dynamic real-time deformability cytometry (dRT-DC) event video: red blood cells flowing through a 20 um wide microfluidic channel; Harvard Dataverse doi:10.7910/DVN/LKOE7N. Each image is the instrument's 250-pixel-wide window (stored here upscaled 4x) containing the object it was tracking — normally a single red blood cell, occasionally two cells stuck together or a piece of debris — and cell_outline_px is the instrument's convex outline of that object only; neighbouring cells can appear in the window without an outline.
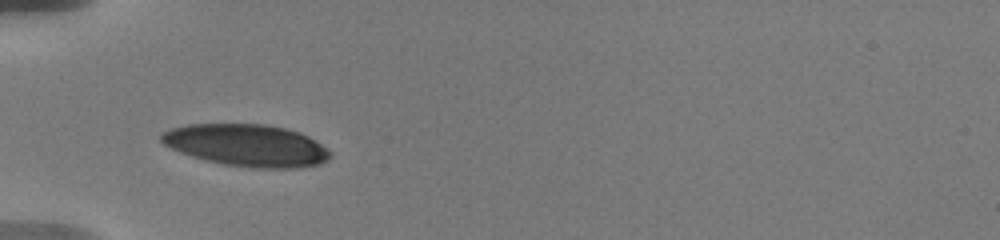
{"species": "human", "species_latin": "Homo sapiens", "temperature_condition": "warm", "stored_images_in_passage": 5, "camera_frame_rate_fps": 3000, "um_per_image_px": 0.085, "donor": {"sex": "male"}, "frame": {"image": 1, "passage_image": 4, "time_ms": 3.333, "image_size_px": [1000, 240], "cell_outline_px": [[332, 156], [328, 160], [320, 164], [300, 168], [252, 168], [224, 164], [192, 156], [172, 148], [164, 144], [160, 140], [160, 136], [164, 132], [172, 128], [188, 124], [268, 124], [288, 128], [300, 132], [308, 136], [328, 148], [332, 152]], "centroid_in_image_um": [21.05, 12.35], "position_along_channel_um": 64.0, "area_um2": 41.56}}
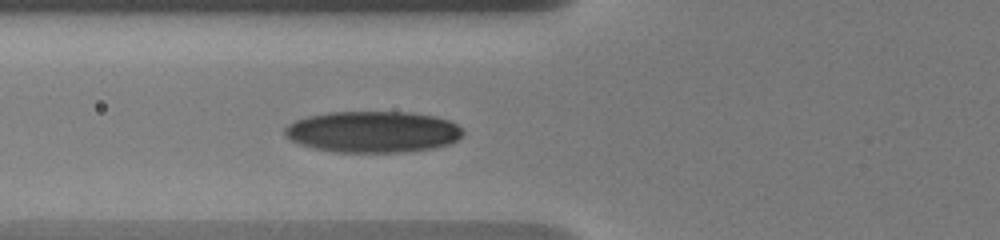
{"frame": {"image": 2, "passage_image": 5, "time_ms": 4.333, "image_size_px": [1000, 240], "cell_outline_px": [[464, 136], [448, 144], [432, 148], [404, 152], [336, 152], [312, 148], [300, 144], [284, 136], [284, 128], [288, 124], [296, 120], [308, 116], [328, 112], [412, 112], [436, 116], [448, 120], [456, 124], [464, 132]], "centroid_in_image_um": [31.69, 11.2], "position_along_channel_um": 94.1, "area_um2": 43.12}}